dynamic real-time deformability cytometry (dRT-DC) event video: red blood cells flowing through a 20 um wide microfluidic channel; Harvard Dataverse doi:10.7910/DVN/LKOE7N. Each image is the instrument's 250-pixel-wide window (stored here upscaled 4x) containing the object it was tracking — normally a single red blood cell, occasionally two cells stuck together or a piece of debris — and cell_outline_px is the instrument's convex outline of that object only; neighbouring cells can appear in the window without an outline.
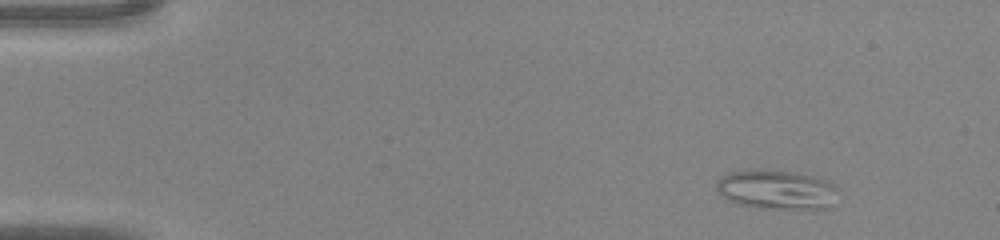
{"species": "common noctule bat (a hibernating species)", "species_latin": "Nyctalus noctula", "temperature_condition": "warm", "stored_images_in_passage": 40, "camera_frame_rate_fps": 3000, "um_per_image_px": 0.085, "animal": {"sex": "male", "body_mass_g": 20.0, "forearm_length_mm": 53.3}, "frame": {"image": 1, "passage_image": 1, "time_ms": 0.0, "image_size_px": [1000, 240], "cell_outline_px": [[836, 188], [832, 204], [828, 208], [760, 208], [736, 204], [724, 200], [716, 188], [716, 184], [720, 176], [728, 172], [760, 168], [796, 172], [812, 176], [824, 180], [832, 184]], "centroid_in_image_um": [65.9, 16.1], "position_along_channel_um": 19.1, "area_um2": 28.03}}
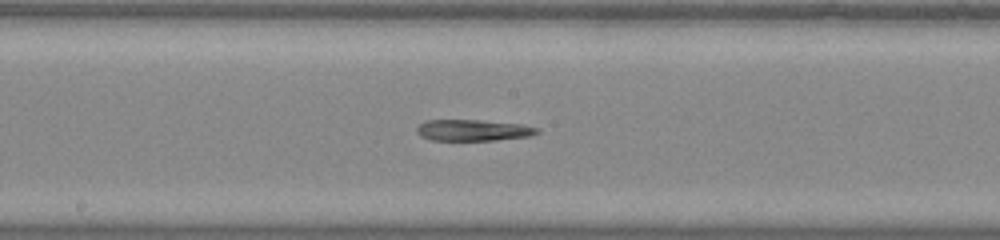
{"frame": {"image": 2, "passage_image": 20, "time_ms": 6.333, "image_size_px": [1000, 240], "cell_outline_px": [[540, 132], [532, 136], [496, 140], [432, 140], [420, 136], [416, 132], [416, 128], [424, 120], [480, 120], [520, 124], [540, 128]], "centroid_in_image_um": [40.23, 11.07], "position_along_channel_um": 208.0, "area_um2": 15.03}}
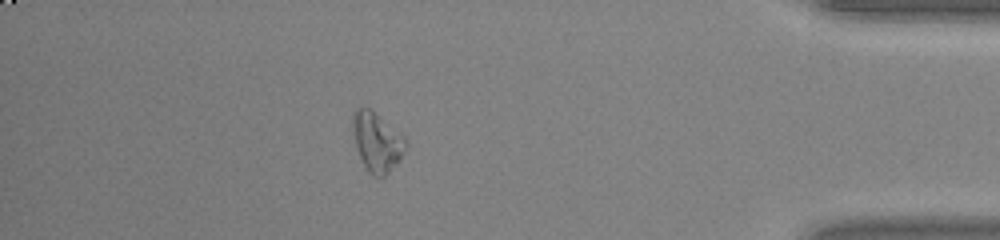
{"frame": {"image": 3, "passage_image": 35, "time_ms": 11.333, "image_size_px": [1000, 240], "cell_outline_px": [[408, 144], [400, 160], [380, 180], [372, 176], [368, 172], [360, 156], [352, 132], [352, 112], [356, 108], [372, 108], [400, 132], [408, 140]], "centroid_in_image_um": [32.06, 12.04], "position_along_channel_um": 403.1, "area_um2": 18.67}}